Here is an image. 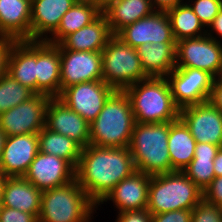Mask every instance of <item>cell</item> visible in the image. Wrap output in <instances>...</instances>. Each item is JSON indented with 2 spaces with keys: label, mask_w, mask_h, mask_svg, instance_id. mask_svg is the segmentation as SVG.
Instances as JSON below:
<instances>
[{
  "label": "cell",
  "mask_w": 222,
  "mask_h": 222,
  "mask_svg": "<svg viewBox=\"0 0 222 222\" xmlns=\"http://www.w3.org/2000/svg\"><path fill=\"white\" fill-rule=\"evenodd\" d=\"M135 171L128 147L109 148L89 144L82 148L75 178L97 206L120 181Z\"/></svg>",
  "instance_id": "obj_1"
},
{
  "label": "cell",
  "mask_w": 222,
  "mask_h": 222,
  "mask_svg": "<svg viewBox=\"0 0 222 222\" xmlns=\"http://www.w3.org/2000/svg\"><path fill=\"white\" fill-rule=\"evenodd\" d=\"M131 101L125 91L116 90L89 124V144L99 147H129L135 125Z\"/></svg>",
  "instance_id": "obj_2"
},
{
  "label": "cell",
  "mask_w": 222,
  "mask_h": 222,
  "mask_svg": "<svg viewBox=\"0 0 222 222\" xmlns=\"http://www.w3.org/2000/svg\"><path fill=\"white\" fill-rule=\"evenodd\" d=\"M138 123H165L179 119L180 108L175 104L166 77H148L127 87Z\"/></svg>",
  "instance_id": "obj_3"
},
{
  "label": "cell",
  "mask_w": 222,
  "mask_h": 222,
  "mask_svg": "<svg viewBox=\"0 0 222 222\" xmlns=\"http://www.w3.org/2000/svg\"><path fill=\"white\" fill-rule=\"evenodd\" d=\"M168 136L169 122L135 123L128 148L136 171L150 176L171 172Z\"/></svg>",
  "instance_id": "obj_4"
},
{
  "label": "cell",
  "mask_w": 222,
  "mask_h": 222,
  "mask_svg": "<svg viewBox=\"0 0 222 222\" xmlns=\"http://www.w3.org/2000/svg\"><path fill=\"white\" fill-rule=\"evenodd\" d=\"M203 199V191L183 171L151 176L147 210L159 214L192 210Z\"/></svg>",
  "instance_id": "obj_5"
},
{
  "label": "cell",
  "mask_w": 222,
  "mask_h": 222,
  "mask_svg": "<svg viewBox=\"0 0 222 222\" xmlns=\"http://www.w3.org/2000/svg\"><path fill=\"white\" fill-rule=\"evenodd\" d=\"M95 209L96 205L75 178L65 185L42 191L38 222H91Z\"/></svg>",
  "instance_id": "obj_6"
},
{
  "label": "cell",
  "mask_w": 222,
  "mask_h": 222,
  "mask_svg": "<svg viewBox=\"0 0 222 222\" xmlns=\"http://www.w3.org/2000/svg\"><path fill=\"white\" fill-rule=\"evenodd\" d=\"M102 55L103 81L115 90L124 91L127 87L148 78L141 66L137 49L113 35Z\"/></svg>",
  "instance_id": "obj_7"
},
{
  "label": "cell",
  "mask_w": 222,
  "mask_h": 222,
  "mask_svg": "<svg viewBox=\"0 0 222 222\" xmlns=\"http://www.w3.org/2000/svg\"><path fill=\"white\" fill-rule=\"evenodd\" d=\"M52 97L34 94L27 101L0 115V128L6 136L38 134L46 124V110Z\"/></svg>",
  "instance_id": "obj_8"
},
{
  "label": "cell",
  "mask_w": 222,
  "mask_h": 222,
  "mask_svg": "<svg viewBox=\"0 0 222 222\" xmlns=\"http://www.w3.org/2000/svg\"><path fill=\"white\" fill-rule=\"evenodd\" d=\"M166 79L174 102L181 109L208 101L215 77L204 70L176 67Z\"/></svg>",
  "instance_id": "obj_9"
},
{
  "label": "cell",
  "mask_w": 222,
  "mask_h": 222,
  "mask_svg": "<svg viewBox=\"0 0 222 222\" xmlns=\"http://www.w3.org/2000/svg\"><path fill=\"white\" fill-rule=\"evenodd\" d=\"M222 65V43L207 34L176 43V67L196 68L217 75Z\"/></svg>",
  "instance_id": "obj_10"
},
{
  "label": "cell",
  "mask_w": 222,
  "mask_h": 222,
  "mask_svg": "<svg viewBox=\"0 0 222 222\" xmlns=\"http://www.w3.org/2000/svg\"><path fill=\"white\" fill-rule=\"evenodd\" d=\"M115 91L103 80H97L65 88L57 98L91 123L97 118L105 102Z\"/></svg>",
  "instance_id": "obj_11"
},
{
  "label": "cell",
  "mask_w": 222,
  "mask_h": 222,
  "mask_svg": "<svg viewBox=\"0 0 222 222\" xmlns=\"http://www.w3.org/2000/svg\"><path fill=\"white\" fill-rule=\"evenodd\" d=\"M60 50L61 92L72 85L103 80L101 51Z\"/></svg>",
  "instance_id": "obj_12"
},
{
  "label": "cell",
  "mask_w": 222,
  "mask_h": 222,
  "mask_svg": "<svg viewBox=\"0 0 222 222\" xmlns=\"http://www.w3.org/2000/svg\"><path fill=\"white\" fill-rule=\"evenodd\" d=\"M179 118L197 143L222 145V111L209 101L180 109Z\"/></svg>",
  "instance_id": "obj_13"
},
{
  "label": "cell",
  "mask_w": 222,
  "mask_h": 222,
  "mask_svg": "<svg viewBox=\"0 0 222 222\" xmlns=\"http://www.w3.org/2000/svg\"><path fill=\"white\" fill-rule=\"evenodd\" d=\"M116 36L136 49L145 43H177L166 11H154L151 15L125 26Z\"/></svg>",
  "instance_id": "obj_14"
},
{
  "label": "cell",
  "mask_w": 222,
  "mask_h": 222,
  "mask_svg": "<svg viewBox=\"0 0 222 222\" xmlns=\"http://www.w3.org/2000/svg\"><path fill=\"white\" fill-rule=\"evenodd\" d=\"M24 177L45 191L73 181L75 168L63 158L39 151Z\"/></svg>",
  "instance_id": "obj_15"
},
{
  "label": "cell",
  "mask_w": 222,
  "mask_h": 222,
  "mask_svg": "<svg viewBox=\"0 0 222 222\" xmlns=\"http://www.w3.org/2000/svg\"><path fill=\"white\" fill-rule=\"evenodd\" d=\"M38 152V134L7 136L0 159V172L7 177L24 176Z\"/></svg>",
  "instance_id": "obj_16"
},
{
  "label": "cell",
  "mask_w": 222,
  "mask_h": 222,
  "mask_svg": "<svg viewBox=\"0 0 222 222\" xmlns=\"http://www.w3.org/2000/svg\"><path fill=\"white\" fill-rule=\"evenodd\" d=\"M89 124L57 97L50 99L46 110L45 124L49 130L67 136L85 148L90 142Z\"/></svg>",
  "instance_id": "obj_17"
},
{
  "label": "cell",
  "mask_w": 222,
  "mask_h": 222,
  "mask_svg": "<svg viewBox=\"0 0 222 222\" xmlns=\"http://www.w3.org/2000/svg\"><path fill=\"white\" fill-rule=\"evenodd\" d=\"M150 179V175L135 171L130 177L120 181L96 206V210L99 205L108 201L113 202L118 209L117 213L147 209Z\"/></svg>",
  "instance_id": "obj_18"
},
{
  "label": "cell",
  "mask_w": 222,
  "mask_h": 222,
  "mask_svg": "<svg viewBox=\"0 0 222 222\" xmlns=\"http://www.w3.org/2000/svg\"><path fill=\"white\" fill-rule=\"evenodd\" d=\"M78 0H31L30 40L46 41ZM50 35H49V34Z\"/></svg>",
  "instance_id": "obj_19"
},
{
  "label": "cell",
  "mask_w": 222,
  "mask_h": 222,
  "mask_svg": "<svg viewBox=\"0 0 222 222\" xmlns=\"http://www.w3.org/2000/svg\"><path fill=\"white\" fill-rule=\"evenodd\" d=\"M36 79L37 94L60 95V50L56 44L36 41Z\"/></svg>",
  "instance_id": "obj_20"
},
{
  "label": "cell",
  "mask_w": 222,
  "mask_h": 222,
  "mask_svg": "<svg viewBox=\"0 0 222 222\" xmlns=\"http://www.w3.org/2000/svg\"><path fill=\"white\" fill-rule=\"evenodd\" d=\"M31 0H0V37L30 40Z\"/></svg>",
  "instance_id": "obj_21"
},
{
  "label": "cell",
  "mask_w": 222,
  "mask_h": 222,
  "mask_svg": "<svg viewBox=\"0 0 222 222\" xmlns=\"http://www.w3.org/2000/svg\"><path fill=\"white\" fill-rule=\"evenodd\" d=\"M8 74L37 94L36 41H16L10 52Z\"/></svg>",
  "instance_id": "obj_22"
},
{
  "label": "cell",
  "mask_w": 222,
  "mask_h": 222,
  "mask_svg": "<svg viewBox=\"0 0 222 222\" xmlns=\"http://www.w3.org/2000/svg\"><path fill=\"white\" fill-rule=\"evenodd\" d=\"M41 195L42 191L24 176L8 177L4 186L2 206L34 214L38 218Z\"/></svg>",
  "instance_id": "obj_23"
},
{
  "label": "cell",
  "mask_w": 222,
  "mask_h": 222,
  "mask_svg": "<svg viewBox=\"0 0 222 222\" xmlns=\"http://www.w3.org/2000/svg\"><path fill=\"white\" fill-rule=\"evenodd\" d=\"M113 36L107 17L102 13L91 24L66 36L59 44L74 51H102Z\"/></svg>",
  "instance_id": "obj_24"
},
{
  "label": "cell",
  "mask_w": 222,
  "mask_h": 222,
  "mask_svg": "<svg viewBox=\"0 0 222 222\" xmlns=\"http://www.w3.org/2000/svg\"><path fill=\"white\" fill-rule=\"evenodd\" d=\"M137 53L148 77H167L176 68V43H145Z\"/></svg>",
  "instance_id": "obj_25"
},
{
  "label": "cell",
  "mask_w": 222,
  "mask_h": 222,
  "mask_svg": "<svg viewBox=\"0 0 222 222\" xmlns=\"http://www.w3.org/2000/svg\"><path fill=\"white\" fill-rule=\"evenodd\" d=\"M196 144L189 128L180 118L169 122L168 150L171 172L183 171L191 163Z\"/></svg>",
  "instance_id": "obj_26"
},
{
  "label": "cell",
  "mask_w": 222,
  "mask_h": 222,
  "mask_svg": "<svg viewBox=\"0 0 222 222\" xmlns=\"http://www.w3.org/2000/svg\"><path fill=\"white\" fill-rule=\"evenodd\" d=\"M150 0H116L103 14L113 35L122 28L154 12Z\"/></svg>",
  "instance_id": "obj_27"
},
{
  "label": "cell",
  "mask_w": 222,
  "mask_h": 222,
  "mask_svg": "<svg viewBox=\"0 0 222 222\" xmlns=\"http://www.w3.org/2000/svg\"><path fill=\"white\" fill-rule=\"evenodd\" d=\"M102 12L90 1L78 0L61 18L57 30L46 40L59 44L66 36L91 24Z\"/></svg>",
  "instance_id": "obj_28"
},
{
  "label": "cell",
  "mask_w": 222,
  "mask_h": 222,
  "mask_svg": "<svg viewBox=\"0 0 222 222\" xmlns=\"http://www.w3.org/2000/svg\"><path fill=\"white\" fill-rule=\"evenodd\" d=\"M220 150V146L210 143H197L194 158L183 170L185 175L191 179L203 192L215 178L213 161Z\"/></svg>",
  "instance_id": "obj_29"
},
{
  "label": "cell",
  "mask_w": 222,
  "mask_h": 222,
  "mask_svg": "<svg viewBox=\"0 0 222 222\" xmlns=\"http://www.w3.org/2000/svg\"><path fill=\"white\" fill-rule=\"evenodd\" d=\"M38 138L40 152L63 158L77 168L82 152V147L77 142L46 126L38 133Z\"/></svg>",
  "instance_id": "obj_30"
},
{
  "label": "cell",
  "mask_w": 222,
  "mask_h": 222,
  "mask_svg": "<svg viewBox=\"0 0 222 222\" xmlns=\"http://www.w3.org/2000/svg\"><path fill=\"white\" fill-rule=\"evenodd\" d=\"M166 13L176 42L206 35V28L186 1L167 10Z\"/></svg>",
  "instance_id": "obj_31"
},
{
  "label": "cell",
  "mask_w": 222,
  "mask_h": 222,
  "mask_svg": "<svg viewBox=\"0 0 222 222\" xmlns=\"http://www.w3.org/2000/svg\"><path fill=\"white\" fill-rule=\"evenodd\" d=\"M34 93L17 82L8 73L0 77V115L27 101Z\"/></svg>",
  "instance_id": "obj_32"
},
{
  "label": "cell",
  "mask_w": 222,
  "mask_h": 222,
  "mask_svg": "<svg viewBox=\"0 0 222 222\" xmlns=\"http://www.w3.org/2000/svg\"><path fill=\"white\" fill-rule=\"evenodd\" d=\"M186 2L206 29L222 8L220 0H186Z\"/></svg>",
  "instance_id": "obj_33"
},
{
  "label": "cell",
  "mask_w": 222,
  "mask_h": 222,
  "mask_svg": "<svg viewBox=\"0 0 222 222\" xmlns=\"http://www.w3.org/2000/svg\"><path fill=\"white\" fill-rule=\"evenodd\" d=\"M191 222H222V207L203 198L192 209Z\"/></svg>",
  "instance_id": "obj_34"
},
{
  "label": "cell",
  "mask_w": 222,
  "mask_h": 222,
  "mask_svg": "<svg viewBox=\"0 0 222 222\" xmlns=\"http://www.w3.org/2000/svg\"><path fill=\"white\" fill-rule=\"evenodd\" d=\"M0 222H38V218L34 214L2 206Z\"/></svg>",
  "instance_id": "obj_35"
},
{
  "label": "cell",
  "mask_w": 222,
  "mask_h": 222,
  "mask_svg": "<svg viewBox=\"0 0 222 222\" xmlns=\"http://www.w3.org/2000/svg\"><path fill=\"white\" fill-rule=\"evenodd\" d=\"M192 210L168 211L152 215V222H191Z\"/></svg>",
  "instance_id": "obj_36"
},
{
  "label": "cell",
  "mask_w": 222,
  "mask_h": 222,
  "mask_svg": "<svg viewBox=\"0 0 222 222\" xmlns=\"http://www.w3.org/2000/svg\"><path fill=\"white\" fill-rule=\"evenodd\" d=\"M203 198L216 206L222 207V176L215 177L204 190Z\"/></svg>",
  "instance_id": "obj_37"
},
{
  "label": "cell",
  "mask_w": 222,
  "mask_h": 222,
  "mask_svg": "<svg viewBox=\"0 0 222 222\" xmlns=\"http://www.w3.org/2000/svg\"><path fill=\"white\" fill-rule=\"evenodd\" d=\"M115 222H152V214L147 209L119 212Z\"/></svg>",
  "instance_id": "obj_38"
},
{
  "label": "cell",
  "mask_w": 222,
  "mask_h": 222,
  "mask_svg": "<svg viewBox=\"0 0 222 222\" xmlns=\"http://www.w3.org/2000/svg\"><path fill=\"white\" fill-rule=\"evenodd\" d=\"M16 40L0 37V77L8 73V61L13 44Z\"/></svg>",
  "instance_id": "obj_39"
},
{
  "label": "cell",
  "mask_w": 222,
  "mask_h": 222,
  "mask_svg": "<svg viewBox=\"0 0 222 222\" xmlns=\"http://www.w3.org/2000/svg\"><path fill=\"white\" fill-rule=\"evenodd\" d=\"M215 33L217 34V37L213 35ZM206 34L209 37L215 39L217 42L222 43V8L220 9L218 15L214 18L213 22L206 29Z\"/></svg>",
  "instance_id": "obj_40"
},
{
  "label": "cell",
  "mask_w": 222,
  "mask_h": 222,
  "mask_svg": "<svg viewBox=\"0 0 222 222\" xmlns=\"http://www.w3.org/2000/svg\"><path fill=\"white\" fill-rule=\"evenodd\" d=\"M208 101L222 111V83L213 82Z\"/></svg>",
  "instance_id": "obj_41"
},
{
  "label": "cell",
  "mask_w": 222,
  "mask_h": 222,
  "mask_svg": "<svg viewBox=\"0 0 222 222\" xmlns=\"http://www.w3.org/2000/svg\"><path fill=\"white\" fill-rule=\"evenodd\" d=\"M155 11H167L174 8L184 0H150Z\"/></svg>",
  "instance_id": "obj_42"
},
{
  "label": "cell",
  "mask_w": 222,
  "mask_h": 222,
  "mask_svg": "<svg viewBox=\"0 0 222 222\" xmlns=\"http://www.w3.org/2000/svg\"><path fill=\"white\" fill-rule=\"evenodd\" d=\"M214 173L215 177L222 176V149L217 152L216 157L213 161Z\"/></svg>",
  "instance_id": "obj_43"
},
{
  "label": "cell",
  "mask_w": 222,
  "mask_h": 222,
  "mask_svg": "<svg viewBox=\"0 0 222 222\" xmlns=\"http://www.w3.org/2000/svg\"><path fill=\"white\" fill-rule=\"evenodd\" d=\"M96 6L102 13L108 9L116 0H87Z\"/></svg>",
  "instance_id": "obj_44"
},
{
  "label": "cell",
  "mask_w": 222,
  "mask_h": 222,
  "mask_svg": "<svg viewBox=\"0 0 222 222\" xmlns=\"http://www.w3.org/2000/svg\"><path fill=\"white\" fill-rule=\"evenodd\" d=\"M7 176H4L1 172H0V201H2L3 198V191H4V186L7 180Z\"/></svg>",
  "instance_id": "obj_45"
},
{
  "label": "cell",
  "mask_w": 222,
  "mask_h": 222,
  "mask_svg": "<svg viewBox=\"0 0 222 222\" xmlns=\"http://www.w3.org/2000/svg\"><path fill=\"white\" fill-rule=\"evenodd\" d=\"M6 137L7 136L5 135V133L0 128V159H1V155H2V152H3L4 145H5Z\"/></svg>",
  "instance_id": "obj_46"
},
{
  "label": "cell",
  "mask_w": 222,
  "mask_h": 222,
  "mask_svg": "<svg viewBox=\"0 0 222 222\" xmlns=\"http://www.w3.org/2000/svg\"><path fill=\"white\" fill-rule=\"evenodd\" d=\"M214 82L222 83V65L219 68L217 75L215 76Z\"/></svg>",
  "instance_id": "obj_47"
},
{
  "label": "cell",
  "mask_w": 222,
  "mask_h": 222,
  "mask_svg": "<svg viewBox=\"0 0 222 222\" xmlns=\"http://www.w3.org/2000/svg\"><path fill=\"white\" fill-rule=\"evenodd\" d=\"M1 208H2V201H0V211H1Z\"/></svg>",
  "instance_id": "obj_48"
}]
</instances>
